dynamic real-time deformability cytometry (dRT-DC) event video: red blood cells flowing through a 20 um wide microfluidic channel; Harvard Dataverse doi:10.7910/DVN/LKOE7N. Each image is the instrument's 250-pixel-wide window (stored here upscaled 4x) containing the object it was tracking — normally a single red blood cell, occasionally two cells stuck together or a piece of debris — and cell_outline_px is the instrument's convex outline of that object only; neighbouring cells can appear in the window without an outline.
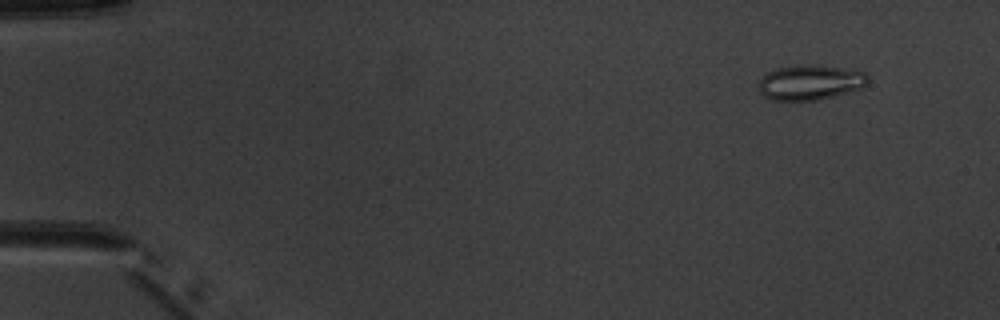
{"species": "common noctule bat (a hibernating species)", "species_latin": "Nyctalus noctula", "temperature_condition": "warm", "stored_images_in_passage": 5, "camera_frame_rate_fps": 3000, "um_per_image_px": 0.085, "animal": {"sex": "male", "body_mass_g": 20.1, "forearm_length_mm": 53.5}, "frame": {"image": 1, "passage_image": 2, "time_ms": 1.333, "image_size_px": [1000, 320], "cell_outline_px": [[868, 84], [864, 88], [820, 100], [772, 100], [764, 96], [760, 92], [756, 84], [768, 72], [776, 68], [796, 64], [816, 64], [864, 72], [868, 76]], "centroid_in_image_um": [68.86, 7.0], "position_along_channel_um": 16.1, "area_um2": 22.66}}
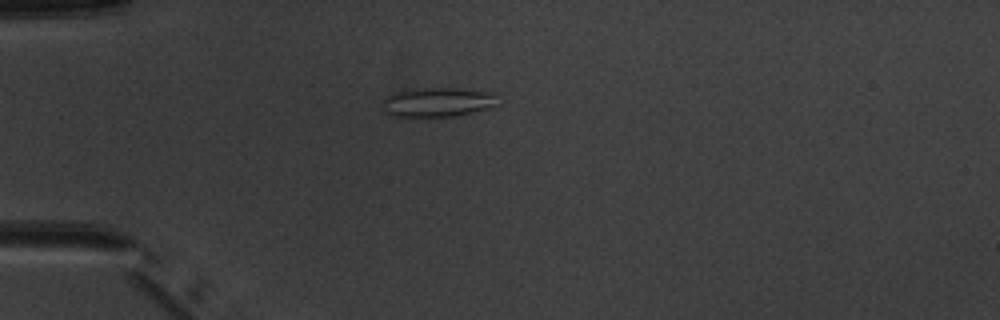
{"frame": {"image": 2, "passage_image": 5, "time_ms": 4.667, "image_size_px": [1000, 320], "cell_outline_px": [[500, 104], [492, 108], [456, 116], [392, 116], [384, 112], [380, 108], [380, 100], [392, 92], [424, 88], [460, 88], [496, 92]], "centroid_in_image_um": [37.22, 8.68], "position_along_channel_um": 47.8, "area_um2": 20.4}}